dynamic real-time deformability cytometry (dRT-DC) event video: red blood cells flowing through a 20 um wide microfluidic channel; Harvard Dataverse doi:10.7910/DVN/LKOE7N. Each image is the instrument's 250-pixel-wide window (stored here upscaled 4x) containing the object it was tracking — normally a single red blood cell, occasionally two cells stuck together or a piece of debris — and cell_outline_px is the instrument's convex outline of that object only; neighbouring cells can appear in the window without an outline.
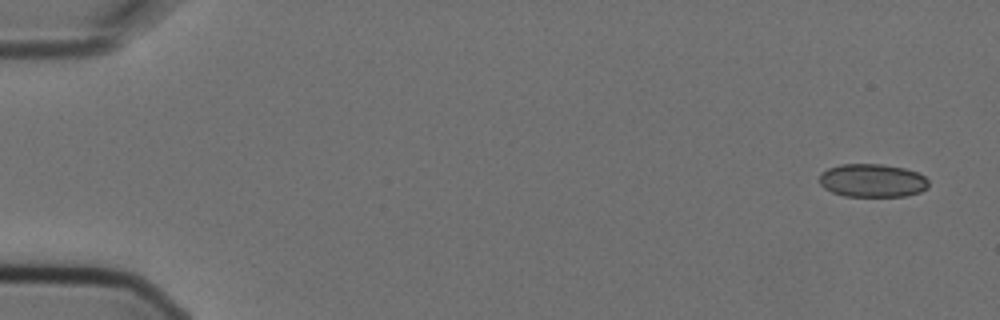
{"species": "Egyptian fruit bat (a non-hibernating species)", "species_latin": "Rousettus aegyptiacus", "temperature_condition": "cold", "stored_images_in_passage": 5, "camera_frame_rate_fps": 3000, "um_per_image_px": 0.085, "animal": {"sex": "female"}, "frame": {"image": 1, "passage_image": 1, "time_ms": 0.0, "image_size_px": [1000, 320], "cell_outline_px": [[928, 188], [920, 192], [904, 196], [844, 196], [832, 192], [824, 188], [820, 184], [820, 172], [828, 168], [840, 164], [880, 164], [904, 168], [916, 172], [924, 176], [928, 180]], "centroid_in_image_um": [74.13, 15.34], "position_along_channel_um": 10.9, "area_um2": 21.21}}
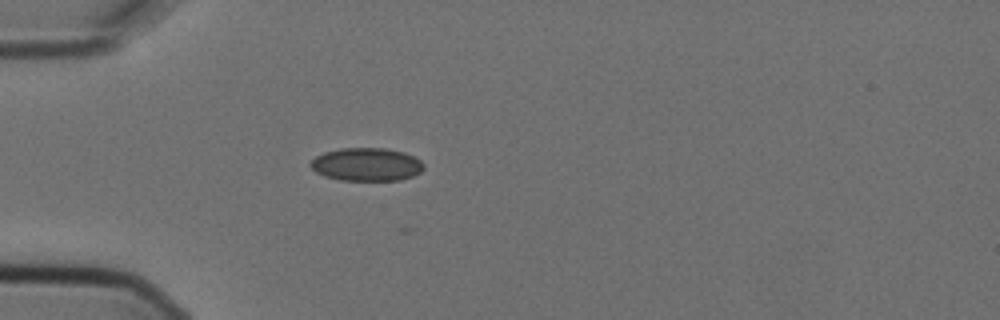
{"frame": {"image": 2, "passage_image": 5, "time_ms": 1.333, "image_size_px": [1000, 320], "cell_outline_px": [[424, 168], [420, 172], [412, 176], [400, 180], [340, 180], [324, 176], [316, 172], [308, 164], [316, 156], [324, 152], [340, 148], [384, 148], [404, 152], [420, 160], [424, 164]], "centroid_in_image_um": [31.14, 13.97], "position_along_channel_um": 53.9, "area_um2": 21.85}}